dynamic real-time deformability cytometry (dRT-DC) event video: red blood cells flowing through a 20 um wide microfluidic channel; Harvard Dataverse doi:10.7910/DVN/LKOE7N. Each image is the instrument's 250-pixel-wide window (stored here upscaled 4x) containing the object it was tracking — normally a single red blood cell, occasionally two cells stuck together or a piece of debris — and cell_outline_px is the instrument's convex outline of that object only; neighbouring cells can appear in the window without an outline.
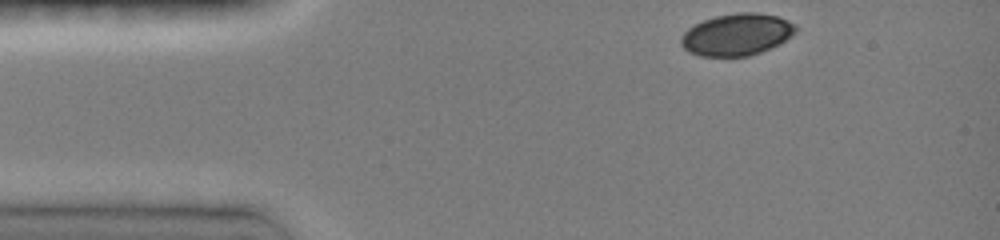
{"species": "common noctule bat (a hibernating species)", "species_latin": "Nyctalus noctula", "temperature_condition": "room temperature", "stored_images_in_passage": 6, "camera_frame_rate_fps": 3000, "um_per_image_px": 0.085, "animal": {"sex": "female", "body_mass_g": 19.0, "forearm_length_mm": 51.5}, "frame": {"image": 1, "passage_image": 1, "time_ms": 0.0, "image_size_px": [1000, 240], "cell_outline_px": [[796, 32], [780, 44], [760, 52], [748, 56], [700, 56], [688, 52], [680, 44], [680, 36], [688, 28], [704, 20], [716, 16], [736, 12], [756, 12], [776, 16], [796, 24]], "centroid_in_image_um": [62.61, 2.94], "position_along_channel_um": 22.4, "area_um2": 28.03}}
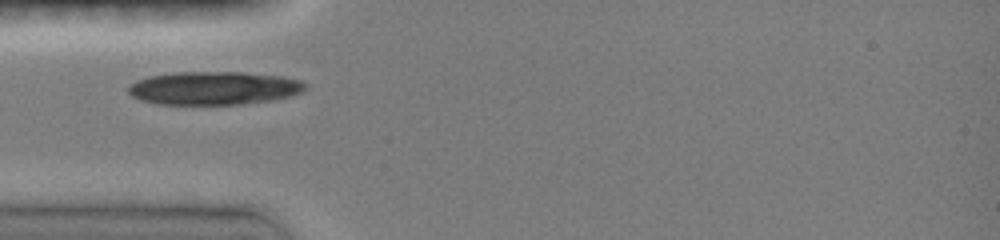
{"frame": {"image": 2, "passage_image": 5, "time_ms": 2.667, "image_size_px": [1000, 240], "cell_outline_px": [[308, 88], [304, 92], [292, 96], [272, 100], [240, 104], [156, 104], [140, 100], [132, 96], [128, 92], [128, 88], [136, 80], [148, 76], [172, 72], [240, 72], [284, 76], [300, 80], [308, 84]], "centroid_in_image_um": [18.23, 7.48], "position_along_channel_um": 66.8, "area_um2": 34.68}}